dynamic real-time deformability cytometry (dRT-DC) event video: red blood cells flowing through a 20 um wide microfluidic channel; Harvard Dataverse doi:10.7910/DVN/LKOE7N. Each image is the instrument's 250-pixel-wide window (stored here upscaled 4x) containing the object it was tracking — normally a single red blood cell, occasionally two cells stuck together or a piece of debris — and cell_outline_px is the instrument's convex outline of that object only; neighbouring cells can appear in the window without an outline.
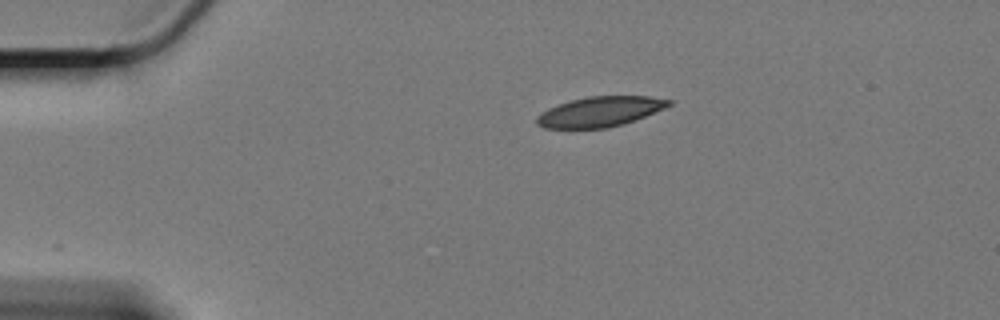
{"species": "Egyptian fruit bat (a non-hibernating species)", "species_latin": "Rousettus aegyptiacus", "temperature_condition": "cold", "stored_images_in_passage": 26, "camera_frame_rate_fps": 3000, "um_per_image_px": 0.085, "animal": {"sex": "female"}, "frame": {"image": 1, "passage_image": 1, "time_ms": 0.0, "image_size_px": [1000, 320], "cell_outline_px": [[672, 104], [664, 108], [624, 124], [608, 128], [544, 128], [536, 124], [536, 116], [540, 112], [548, 108], [572, 100], [588, 96], [652, 96], [672, 100]], "centroid_in_image_um": [50.99, 9.49], "position_along_channel_um": 34.0, "area_um2": 23.12}}
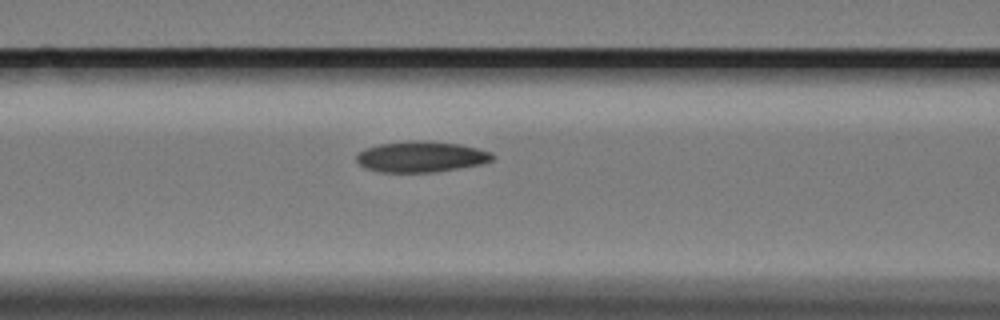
{"frame": {"image": 2, "passage_image": 14, "time_ms": 4.333, "image_size_px": [1000, 320], "cell_outline_px": [[496, 156], [492, 160], [480, 164], [432, 172], [380, 172], [368, 168], [360, 164], [356, 160], [356, 156], [364, 148], [380, 144], [408, 140], [424, 140], [460, 144], [492, 152]], "centroid_in_image_um": [35.79, 13.3], "position_along_channel_um": 130.8, "area_um2": 24.33}}
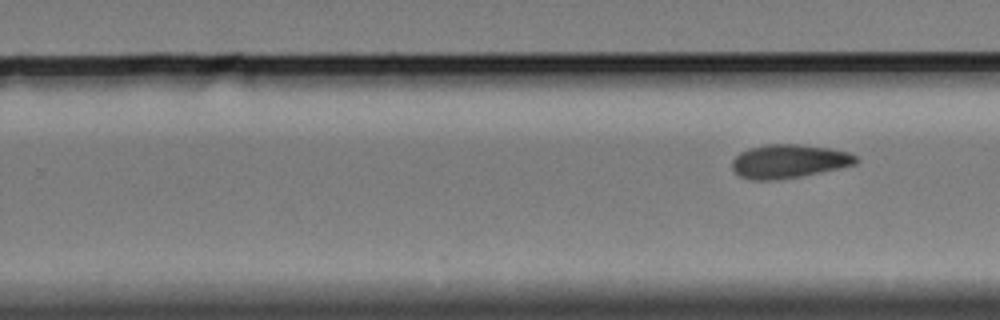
{"frame": {"image": 3, "passage_image": 26, "time_ms": 8.333, "image_size_px": [1000, 320], "cell_outline_px": [[860, 160], [856, 164], [800, 176], [776, 180], [752, 180], [740, 176], [732, 168], [732, 160], [740, 152], [748, 148], [768, 144], [800, 144], [828, 148], [848, 152], [856, 156]], "centroid_in_image_um": [67.03, 13.7], "position_along_channel_um": 262.8, "area_um2": 24.16}}